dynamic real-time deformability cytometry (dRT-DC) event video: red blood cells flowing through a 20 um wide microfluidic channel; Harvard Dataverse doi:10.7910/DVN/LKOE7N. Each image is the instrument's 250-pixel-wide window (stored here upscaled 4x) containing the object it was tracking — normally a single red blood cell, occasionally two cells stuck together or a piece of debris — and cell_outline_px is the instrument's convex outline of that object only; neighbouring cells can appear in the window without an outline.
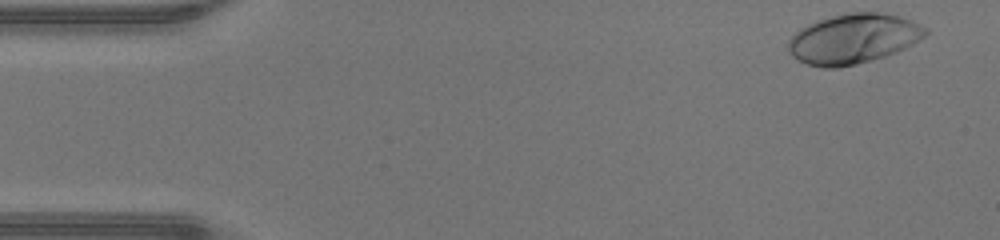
{"species": "human", "species_latin": "Homo sapiens", "temperature_condition": "warm", "stored_images_in_passage": 46, "camera_frame_rate_fps": 3000, "um_per_image_px": 0.085, "donor": {"sex": "male"}, "frame": {"image": 1, "passage_image": 1, "time_ms": 0.0, "image_size_px": [1000, 240], "cell_outline_px": [[928, 32], [924, 36], [912, 44], [896, 52], [884, 56], [856, 64], [836, 68], [824, 68], [808, 64], [792, 56], [788, 52], [788, 40], [800, 28], [808, 24], [832, 16], [848, 12], [876, 12], [900, 16], [912, 20], [928, 28]], "centroid_in_image_um": [72.53, 3.29], "position_along_channel_um": 12.5, "area_um2": 39.65}}
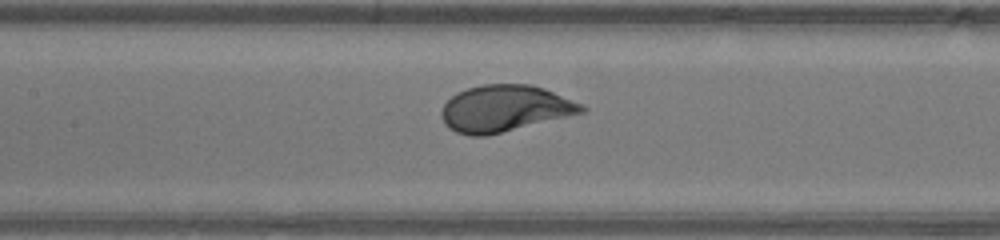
{"frame": {"image": 2, "passage_image": 20, "time_ms": 6.333, "image_size_px": [1000, 240], "cell_outline_px": [[588, 112], [484, 136], [472, 136], [456, 132], [448, 128], [444, 124], [440, 116], [440, 112], [444, 104], [456, 92], [468, 88], [484, 84], [532, 84], [544, 88], [584, 104], [588, 108]], "centroid_in_image_um": [42.93, 9.22], "position_along_channel_um": 164.5, "area_um2": 38.32}}
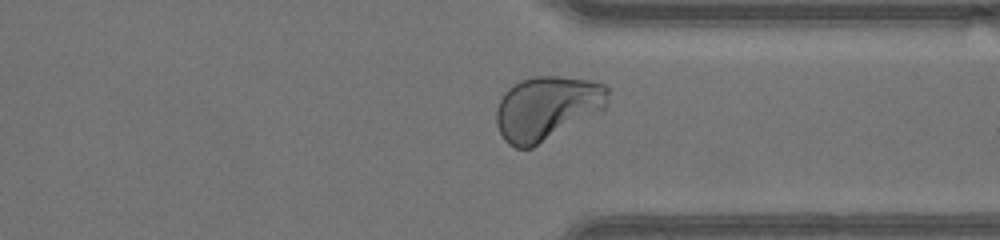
{"frame": {"image": 3, "passage_image": 34, "time_ms": 11.0, "image_size_px": [1000, 240], "cell_outline_px": [[608, 92], [604, 108], [600, 112], [532, 148], [516, 148], [508, 144], [504, 140], [496, 124], [496, 108], [504, 92], [508, 88], [520, 80], [532, 76], [560, 76], [588, 80], [604, 84], [608, 88]], "centroid_in_image_um": [46.46, 9.19], "position_along_channel_um": 364.9, "area_um2": 41.67}, "authors_computed_cell_mechanics": {"area_um2": 38.2058, "velocity_mm_per_s": 4.3216, "shape_relaxation_time_tau1_ms": 1.8184, "shape_relaxation_time_tau2_ms": null, "deformation_change_tau1": 0.1762, "deformation_change_tau2": null}}